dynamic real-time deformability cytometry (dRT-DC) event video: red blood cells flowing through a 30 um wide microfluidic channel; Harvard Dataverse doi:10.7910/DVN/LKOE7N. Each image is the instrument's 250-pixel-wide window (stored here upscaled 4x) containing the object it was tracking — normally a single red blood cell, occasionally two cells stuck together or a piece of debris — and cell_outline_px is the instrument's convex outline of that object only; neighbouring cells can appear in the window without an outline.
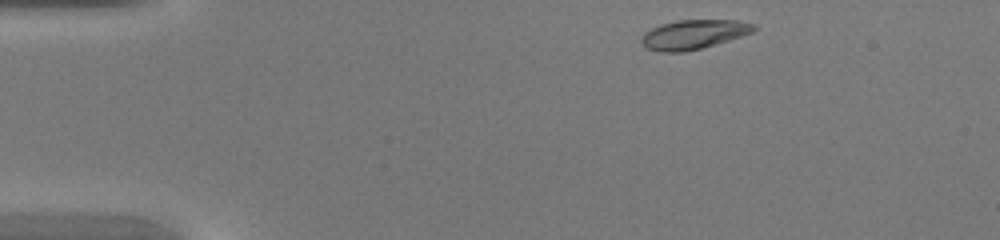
{"species": "common noctule bat (a hibernating species)", "species_latin": "Nyctalus noctula", "temperature_condition": "warm", "stored_images_in_passage": 38, "camera_frame_rate_fps": 3000, "um_per_image_px": 0.085, "animal": {"sex": "female", "body_mass_g": 20.0, "forearm_length_mm": 54.0}, "frame": {"image": 1, "passage_image": 1, "time_ms": 0.0, "image_size_px": [1000, 240], "cell_outline_px": [[756, 28], [752, 32], [728, 40], [700, 48], [684, 52], [660, 52], [648, 48], [640, 40], [644, 32], [660, 24], [676, 20], [736, 20], [756, 24]], "centroid_in_image_um": [58.94, 2.91], "position_along_channel_um": 26.1, "area_um2": 19.02}}
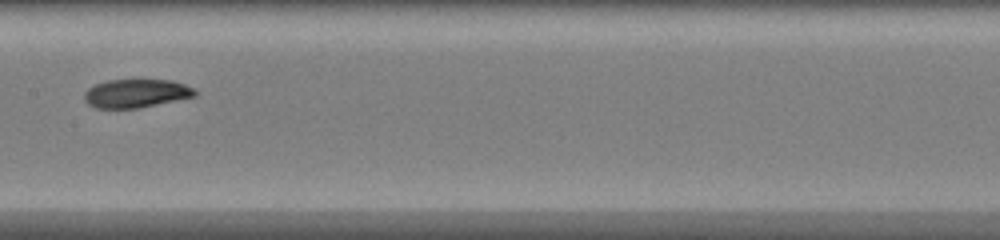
{"frame": {"image": 2, "passage_image": 17, "time_ms": 5.333, "image_size_px": [1000, 240], "cell_outline_px": [[196, 96], [140, 108], [96, 108], [88, 104], [84, 100], [84, 92], [88, 88], [96, 84], [108, 80], [172, 80], [184, 84], [192, 88], [196, 92]], "centroid_in_image_um": [11.55, 7.94], "position_along_channel_um": 195.9, "area_um2": 18.32}}
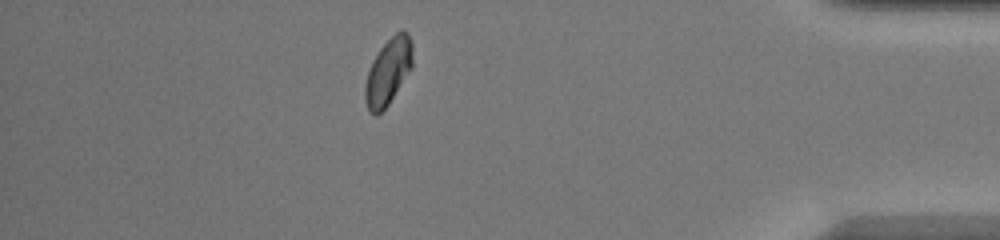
{"frame": {"image": 3, "passage_image": 33, "time_ms": 10.667, "image_size_px": [1000, 240], "cell_outline_px": [[412, 68], [388, 104], [376, 116], [368, 112], [364, 100], [364, 84], [372, 60], [380, 48], [400, 28], [404, 28], [408, 32], [412, 44]], "centroid_in_image_um": [32.98, 6.07], "position_along_channel_um": 402.2, "area_um2": 18.55}}